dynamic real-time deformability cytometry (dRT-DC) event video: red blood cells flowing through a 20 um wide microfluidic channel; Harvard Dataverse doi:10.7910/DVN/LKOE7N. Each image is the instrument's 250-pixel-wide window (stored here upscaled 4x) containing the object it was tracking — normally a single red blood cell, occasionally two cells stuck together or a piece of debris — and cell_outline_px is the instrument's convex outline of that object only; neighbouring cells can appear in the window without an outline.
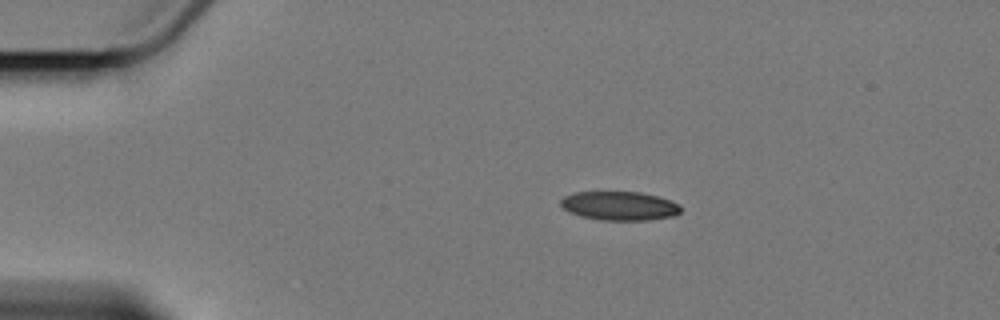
{"species": "Egyptian fruit bat (a non-hibernating species)", "species_latin": "Rousettus aegyptiacus", "temperature_condition": "cold", "stored_images_in_passage": 4, "camera_frame_rate_fps": 3000, "um_per_image_px": 0.085, "animal": {"sex": "female"}, "frame": {"image": 1, "passage_image": 1, "time_ms": 0.0, "image_size_px": [1000, 320], "cell_outline_px": [[680, 212], [676, 216], [648, 220], [600, 220], [580, 216], [568, 212], [560, 204], [560, 200], [564, 196], [572, 192], [640, 192], [656, 196], [680, 204]], "centroid_in_image_um": [52.63, 17.5], "position_along_channel_um": 32.4, "area_um2": 20.29}}
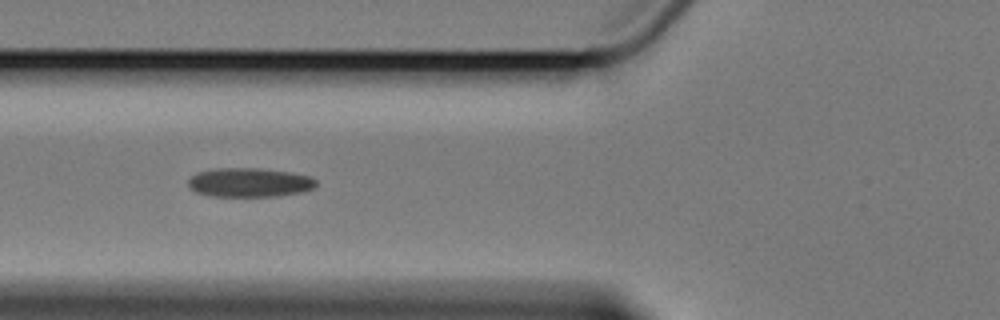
{"frame": {"image": 2, "passage_image": 4, "time_ms": 3.667, "image_size_px": [1000, 320], "cell_outline_px": [[316, 188], [304, 192], [276, 196], [212, 196], [196, 192], [188, 188], [188, 180], [196, 172], [216, 168], [256, 168], [288, 172], [308, 176], [316, 180]], "centroid_in_image_um": [21.18, 15.51], "position_along_channel_um": 104.6, "area_um2": 21.73}}